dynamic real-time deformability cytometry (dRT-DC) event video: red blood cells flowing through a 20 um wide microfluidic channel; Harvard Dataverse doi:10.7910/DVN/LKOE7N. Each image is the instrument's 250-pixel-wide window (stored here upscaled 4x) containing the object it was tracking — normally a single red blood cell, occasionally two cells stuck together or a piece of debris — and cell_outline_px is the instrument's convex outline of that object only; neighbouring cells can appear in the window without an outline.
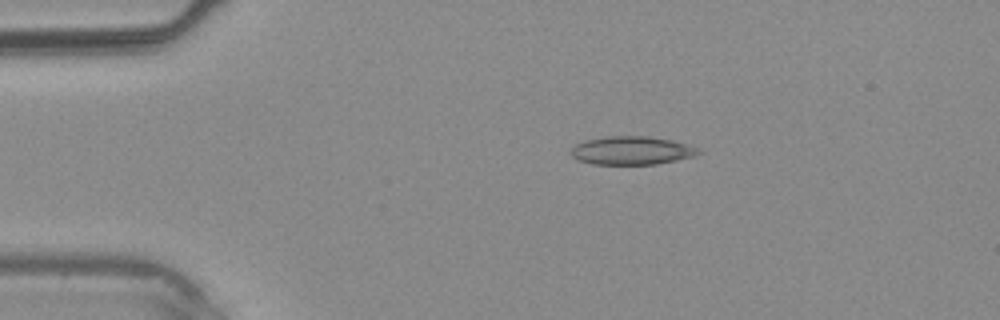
{"species": "common noctule bat (a hibernating species)", "species_latin": "Nyctalus noctula", "temperature_condition": "warm", "stored_images_in_passage": 33, "camera_frame_rate_fps": 3000, "um_per_image_px": 0.085, "animal": {"sex": "male", "body_mass_g": 20.4}, "frame": {"image": 1, "passage_image": 1, "time_ms": 0.0, "image_size_px": [1000, 320], "cell_outline_px": [[704, 152], [696, 156], [656, 164], [592, 164], [580, 160], [572, 156], [568, 152], [576, 144], [584, 140], [608, 136], [648, 136], [672, 140], [688, 144], [700, 148]], "centroid_in_image_um": [53.74, 12.79], "position_along_channel_um": 31.3, "area_um2": 21.27}}
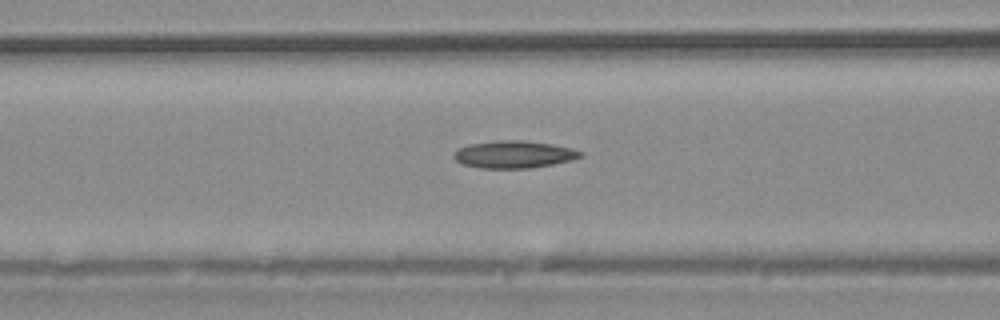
{"frame": {"image": 2, "passage_image": 9, "time_ms": 2.667, "image_size_px": [1000, 320], "cell_outline_px": [[584, 156], [572, 160], [552, 164], [528, 168], [480, 168], [464, 164], [456, 160], [452, 156], [452, 152], [456, 148], [468, 144], [496, 140], [524, 140], [552, 144], [572, 148], [584, 152]], "centroid_in_image_um": [43.67, 13.11], "position_along_channel_um": 122.9, "area_um2": 20.4}}
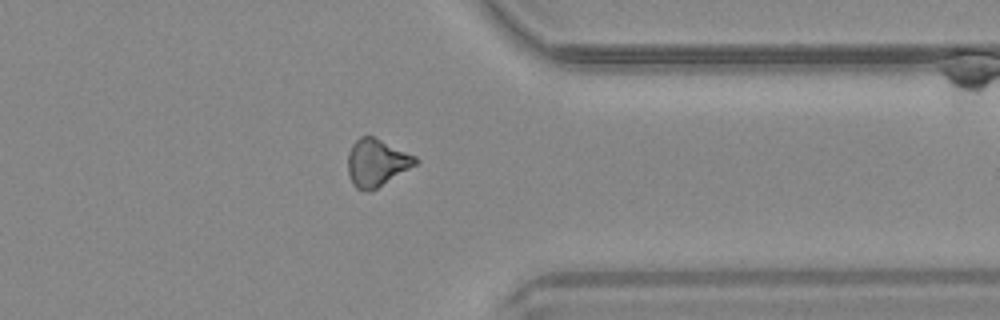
{"frame": {"image": 3, "passage_image": 24, "time_ms": 7.667, "image_size_px": [1000, 320], "cell_outline_px": [[420, 160], [416, 164], [376, 188], [368, 192], [364, 192], [356, 188], [352, 184], [348, 172], [348, 152], [352, 144], [360, 136], [372, 136], [416, 156]], "centroid_in_image_um": [31.98, 13.83], "position_along_channel_um": 379.4, "area_um2": 18.44}}